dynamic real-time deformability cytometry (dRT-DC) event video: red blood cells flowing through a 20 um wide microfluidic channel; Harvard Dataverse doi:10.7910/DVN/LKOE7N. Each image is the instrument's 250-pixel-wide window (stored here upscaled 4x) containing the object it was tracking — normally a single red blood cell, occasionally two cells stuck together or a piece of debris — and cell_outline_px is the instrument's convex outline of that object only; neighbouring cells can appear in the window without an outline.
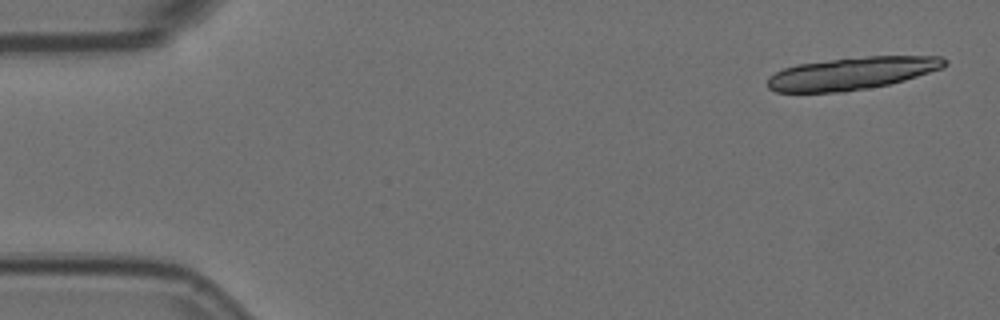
{"species": "Egyptian fruit bat (a non-hibernating species)", "species_latin": "Rousettus aegyptiacus", "temperature_condition": "room temperature", "stored_images_in_passage": 3, "camera_frame_rate_fps": 3000, "um_per_image_px": 0.085, "animal": {"sex": "female"}, "frame": {"image": 1, "passage_image": 1, "time_ms": 0.0, "image_size_px": [1000, 320], "cell_outline_px": [[948, 64], [944, 68], [904, 80], [888, 84], [844, 92], [776, 92], [768, 88], [768, 80], [776, 72], [784, 68], [796, 64], [868, 56], [940, 56], [948, 60]], "centroid_in_image_um": [72.46, 6.23], "position_along_channel_um": 12.5, "area_um2": 33.29}}